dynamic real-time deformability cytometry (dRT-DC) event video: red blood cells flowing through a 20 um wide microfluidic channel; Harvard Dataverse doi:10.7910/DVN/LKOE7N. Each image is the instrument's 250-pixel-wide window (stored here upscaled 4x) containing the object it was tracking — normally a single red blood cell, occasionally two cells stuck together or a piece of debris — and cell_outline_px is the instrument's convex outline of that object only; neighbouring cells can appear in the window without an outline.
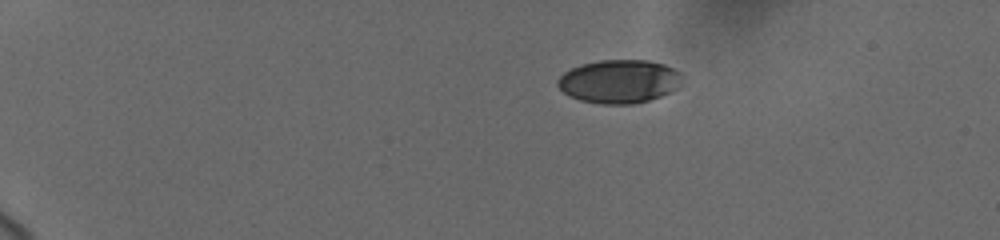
{"species": "human", "species_latin": "Homo sapiens", "temperature_condition": "cold", "stored_images_in_passage": 35, "camera_frame_rate_fps": 3000, "um_per_image_px": 0.085, "donor": {"sex": "female"}, "frame": {"image": 1, "passage_image": 1, "time_ms": 0.0, "image_size_px": [1000, 240], "cell_outline_px": [[680, 72], [676, 88], [660, 96], [648, 100], [632, 104], [600, 104], [580, 100], [568, 96], [556, 84], [556, 80], [564, 72], [580, 64], [600, 60], [648, 60], [664, 64]], "centroid_in_image_um": [52.56, 6.91], "position_along_channel_um": 32.4, "area_um2": 31.27}}
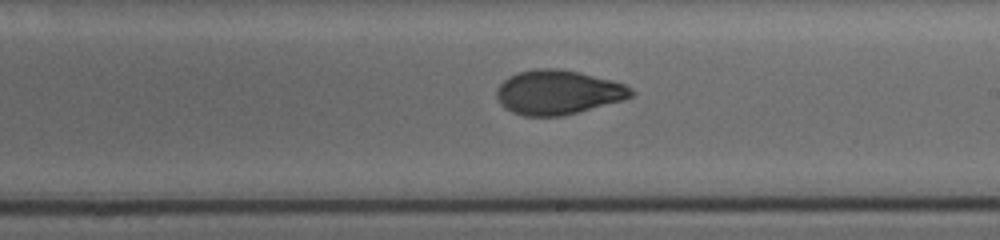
{"frame": {"image": 2, "passage_image": 20, "time_ms": 8.333, "image_size_px": [1000, 240], "cell_outline_px": [[636, 92], [632, 96], [620, 100], [576, 112], [560, 116], [524, 116], [512, 112], [500, 104], [496, 96], [496, 92], [500, 84], [508, 76], [520, 72], [536, 68], [560, 68], [580, 72], [612, 80], [624, 84], [632, 88]], "centroid_in_image_um": [47.41, 7.83], "position_along_channel_um": 241.6, "area_um2": 34.56}}
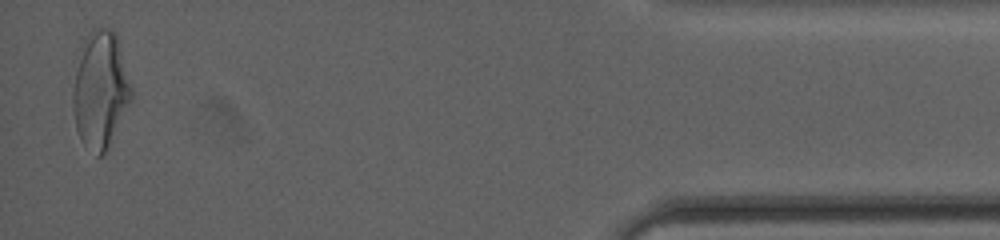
{"frame": {"image": 3, "passage_image": 35, "time_ms": 15.0, "image_size_px": [1000, 240], "cell_outline_px": [[132, 100], [108, 148], [100, 156], [96, 156], [84, 144], [76, 128], [72, 100], [72, 92], [76, 52], [84, 36], [92, 28], [112, 28], [116, 32], [120, 44], [132, 88]], "centroid_in_image_um": [8.51, 7.55], "position_along_channel_um": 426.7, "area_um2": 40.75}, "authors_computed_cell_mechanics": {"area_um2": 34.5644, "velocity_mm_per_s": 3.7085, "shape_relaxation_time_tau1_ms": 4.8419, "shape_relaxation_time_tau2_ms": 1.3265, "deformation_change_tau1": 0.1759, "deformation_change_tau2": 0.0588}}